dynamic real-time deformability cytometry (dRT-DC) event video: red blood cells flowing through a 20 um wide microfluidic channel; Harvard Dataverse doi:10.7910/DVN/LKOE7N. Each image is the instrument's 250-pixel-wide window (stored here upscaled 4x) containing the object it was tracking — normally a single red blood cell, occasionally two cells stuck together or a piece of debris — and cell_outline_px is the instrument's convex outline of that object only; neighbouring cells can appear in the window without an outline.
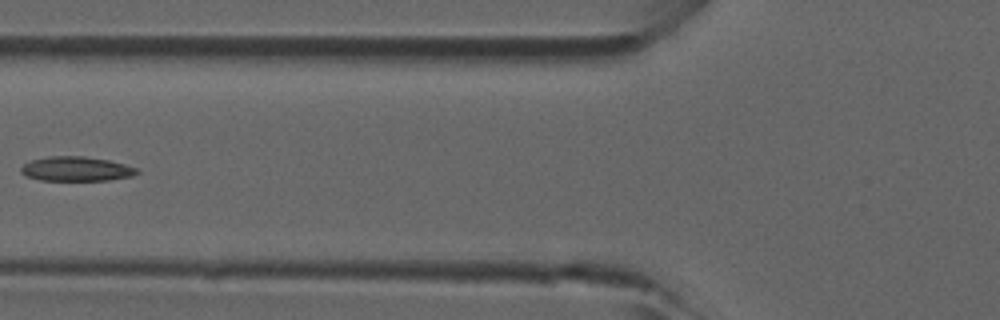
{"species": "common noctule bat (a hibernating species)", "species_latin": "Nyctalus noctula", "temperature_condition": "room temperature", "stored_images_in_passage": 5, "camera_frame_rate_fps": 3000, "um_per_image_px": 0.085, "animal": {"sex": "male", "forearm_length_mm": 52.5}, "frame": {"image": 1, "passage_image": 5, "time_ms": 1.333, "image_size_px": [1000, 320], "cell_outline_px": [[140, 172], [132, 176], [108, 180], [40, 180], [24, 176], [20, 172], [20, 168], [24, 164], [32, 160], [48, 156], [84, 156], [108, 160], [124, 164], [136, 168]], "centroid_in_image_um": [6.45, 14.36], "position_along_channel_um": 119.3, "area_um2": 16.53}}